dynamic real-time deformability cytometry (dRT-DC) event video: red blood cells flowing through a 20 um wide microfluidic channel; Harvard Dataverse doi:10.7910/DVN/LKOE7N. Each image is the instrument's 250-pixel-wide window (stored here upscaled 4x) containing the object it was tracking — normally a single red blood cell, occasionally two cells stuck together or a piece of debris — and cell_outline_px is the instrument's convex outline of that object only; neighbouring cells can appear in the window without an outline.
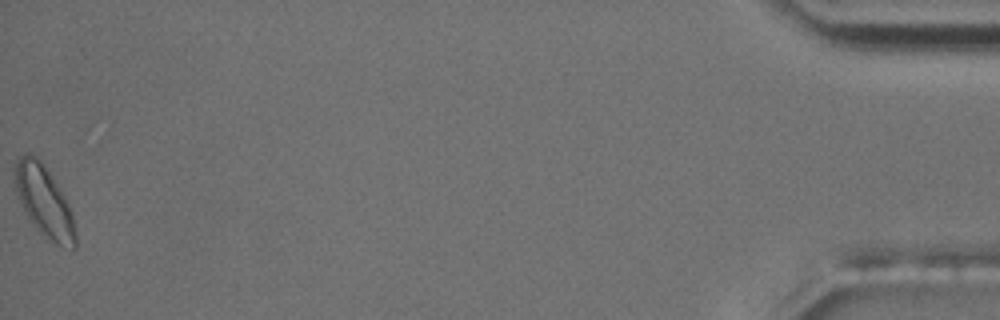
{"species": "common noctule bat (a hibernating species)", "species_latin": "Nyctalus noctula", "temperature_condition": "room temperature", "stored_images_in_passage": 44, "camera_frame_rate_fps": 3000, "um_per_image_px": 0.085, "animal": {"sex": "male", "body_mass_g": 17.5, "forearm_length_mm": 52.3}, "frame": {"image": 1, "passage_image": 44, "time_ms": 14.333, "image_size_px": [1000, 320], "cell_outline_px": [[76, 248], [72, 248], [56, 244], [40, 232], [36, 228], [24, 212], [16, 188], [12, 172], [16, 160], [24, 152], [28, 152], [36, 156], [40, 160], [48, 172], [68, 204], [72, 212], [76, 232]], "centroid_in_image_um": [3.72, 17.09], "position_along_channel_um": 431.5, "area_um2": 24.74}, "authors_computed_cell_mechanics": {"area_um2": 18.0336, "velocity_mm_per_s": 3.5971, "shape_relaxation_time_tau1_ms": 2.1185, "shape_relaxation_time_tau2_ms": 2.7029, "deformation_change_tau1": 0.083, "deformation_change_tau2": 0.0802}}